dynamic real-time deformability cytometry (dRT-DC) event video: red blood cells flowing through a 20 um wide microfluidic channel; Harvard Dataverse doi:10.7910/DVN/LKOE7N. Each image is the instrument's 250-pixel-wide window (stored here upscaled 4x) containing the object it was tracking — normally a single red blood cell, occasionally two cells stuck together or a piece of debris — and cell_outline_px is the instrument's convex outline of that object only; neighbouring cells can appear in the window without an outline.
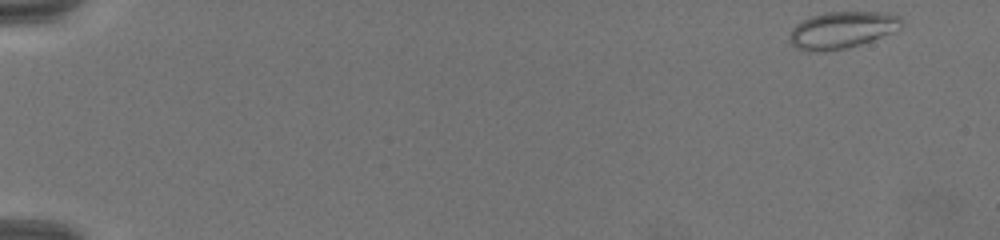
{"species": "common noctule bat (a hibernating species)", "species_latin": "Nyctalus noctula", "temperature_condition": "warm", "stored_images_in_passage": 67, "camera_frame_rate_fps": 3000, "um_per_image_px": 0.085, "animal": {"sex": "female", "body_mass_g": 19.5, "forearm_length_mm": 54.1}, "frame": {"image": 1, "passage_image": 1, "time_ms": 0.0, "image_size_px": [1000, 240], "cell_outline_px": [[900, 28], [892, 32], [872, 40], [860, 44], [844, 48], [824, 52], [808, 52], [796, 48], [788, 40], [788, 36], [792, 28], [796, 24], [812, 16], [824, 12], [888, 12], [900, 16]], "centroid_in_image_um": [71.52, 2.55], "position_along_channel_um": 13.5, "area_um2": 24.04}}
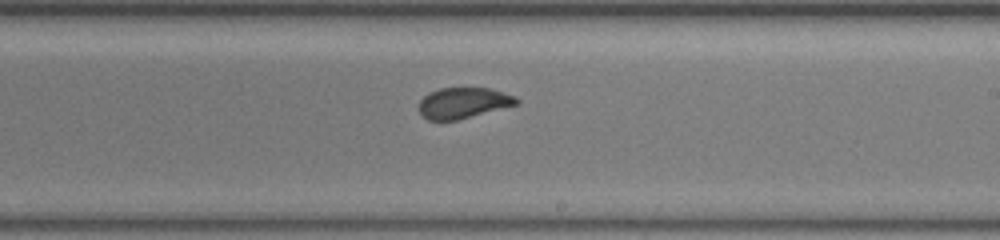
{"frame": {"image": 2, "passage_image": 41, "time_ms": 13.333, "image_size_px": [1000, 240], "cell_outline_px": [[520, 104], [456, 120], [428, 120], [420, 116], [416, 108], [420, 100], [428, 92], [440, 88], [488, 88], [516, 96], [520, 100]], "centroid_in_image_um": [39.34, 8.75], "position_along_channel_um": 249.7, "area_um2": 17.8}}
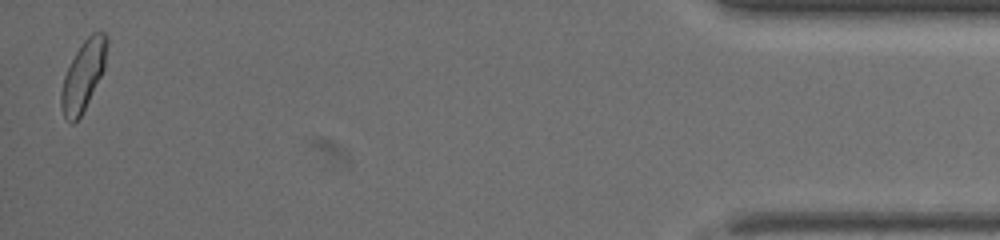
{"frame": {"image": 3, "passage_image": 66, "time_ms": 21.667, "image_size_px": [1000, 240], "cell_outline_px": [[108, 40], [104, 68], [80, 116], [72, 124], [64, 116], [60, 104], [60, 92], [64, 76], [80, 44], [92, 32], [104, 32], [108, 36]], "centroid_in_image_um": [7.07, 6.38], "position_along_channel_um": 428.1, "area_um2": 18.15}}